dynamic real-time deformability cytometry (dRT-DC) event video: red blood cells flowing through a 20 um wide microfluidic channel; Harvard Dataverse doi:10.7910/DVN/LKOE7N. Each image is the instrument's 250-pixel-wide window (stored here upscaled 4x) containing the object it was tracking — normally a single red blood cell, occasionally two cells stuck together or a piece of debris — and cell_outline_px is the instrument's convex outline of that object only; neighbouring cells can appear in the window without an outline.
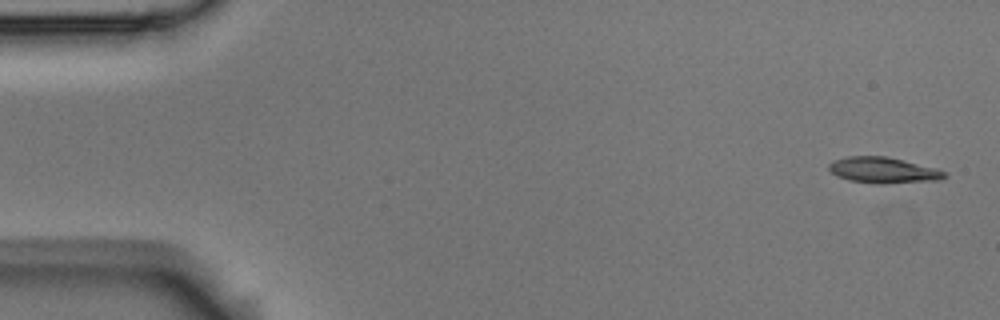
{"species": "Egyptian fruit bat (a non-hibernating species)", "species_latin": "Rousettus aegyptiacus", "temperature_condition": "room temperature", "stored_images_in_passage": 6, "segment_of_instrument_passage": [1, 2], "camera_frame_rate_fps": 3000, "um_per_image_px": 0.085, "animal": {"sex": "male"}, "frame": {"image": 1, "passage_image": 1, "time_ms": 0.0, "image_size_px": [1000, 320], "cell_outline_px": [[948, 176], [940, 180], [880, 184], [848, 180], [836, 176], [828, 168], [828, 164], [832, 160], [848, 156], [884, 156], [936, 168], [948, 172]], "centroid_in_image_um": [75.07, 14.47], "position_along_channel_um": 9.9, "area_um2": 17.51}}
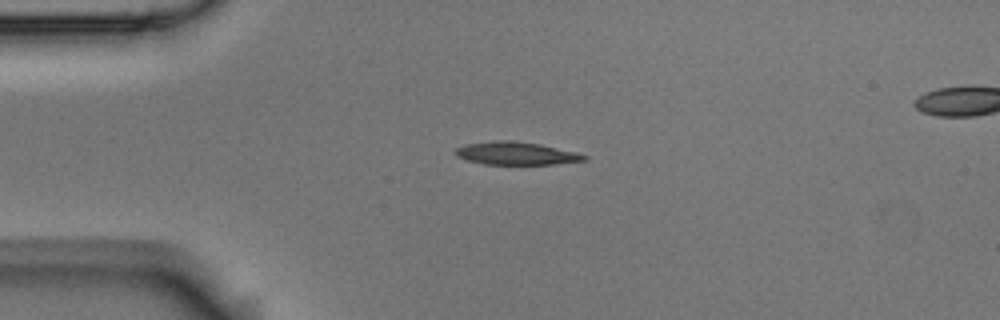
{"frame": {"image": 2, "passage_image": 4, "time_ms": 1.0, "image_size_px": [1000, 320], "cell_outline_px": [[588, 160], [556, 164], [484, 164], [468, 160], [456, 156], [452, 152], [456, 148], [464, 144], [496, 140], [512, 140], [540, 144], [576, 152], [588, 156]], "centroid_in_image_um": [43.85, 13.03], "position_along_channel_um": 41.1, "area_um2": 17.28}}